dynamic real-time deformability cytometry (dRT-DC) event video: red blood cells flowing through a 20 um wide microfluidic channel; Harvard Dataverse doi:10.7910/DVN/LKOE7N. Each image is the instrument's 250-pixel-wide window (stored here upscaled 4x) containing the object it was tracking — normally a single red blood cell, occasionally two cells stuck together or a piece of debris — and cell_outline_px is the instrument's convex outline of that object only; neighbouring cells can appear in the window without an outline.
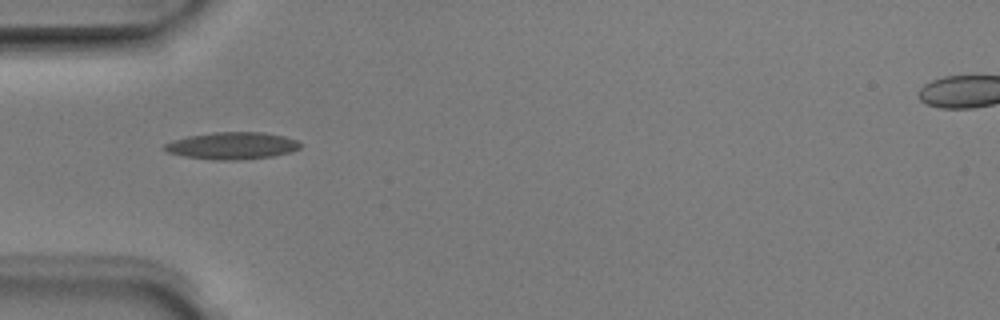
{"species": "Egyptian fruit bat (a non-hibernating species)", "species_latin": "Rousettus aegyptiacus", "temperature_condition": "room temperature", "stored_images_in_passage": 8, "camera_frame_rate_fps": 3000, "um_per_image_px": 0.085, "animal": {"sex": "male"}, "frame": {"image": 1, "passage_image": 4, "time_ms": 1.0, "image_size_px": [1000, 320], "cell_outline_px": [[300, 148], [292, 152], [272, 156], [240, 160], [212, 160], [184, 156], [168, 152], [164, 148], [164, 144], [172, 140], [188, 136], [212, 132], [264, 132], [284, 136], [296, 140], [300, 144]], "centroid_in_image_um": [19.73, 12.38], "position_along_channel_um": 65.3, "area_um2": 21.5}}
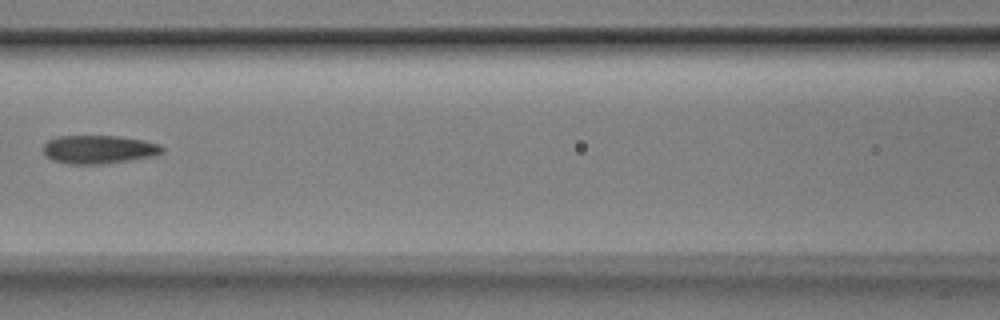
{"frame": {"image": 2, "passage_image": 6, "time_ms": 1.667, "image_size_px": [1000, 320], "cell_outline_px": [[164, 152], [156, 156], [100, 164], [68, 164], [52, 160], [44, 156], [44, 144], [48, 140], [56, 136], [120, 136], [144, 140], [160, 144], [164, 148]], "centroid_in_image_um": [8.41, 12.7], "position_along_channel_um": 158.2, "area_um2": 19.88}}
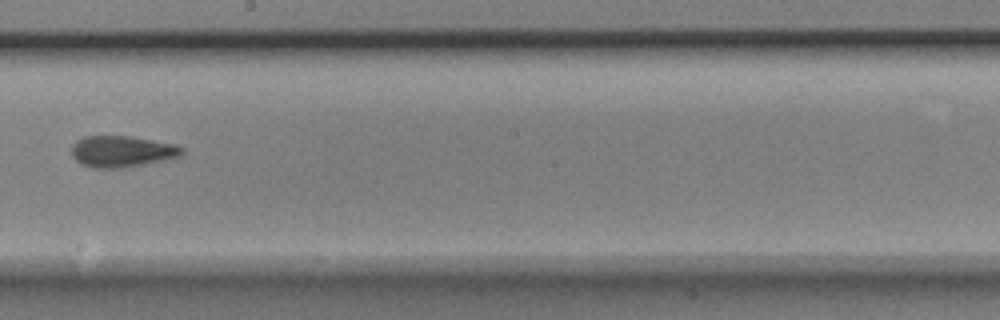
{"frame": {"image": 3, "passage_image": 8, "time_ms": 2.333, "image_size_px": [1000, 320], "cell_outline_px": [[184, 152], [180, 156], [164, 160], [144, 164], [120, 168], [92, 168], [76, 160], [72, 156], [72, 144], [76, 140], [84, 136], [128, 136], [176, 144], [184, 148]], "centroid_in_image_um": [10.36, 12.86], "position_along_channel_um": 237.8, "area_um2": 20.11}}